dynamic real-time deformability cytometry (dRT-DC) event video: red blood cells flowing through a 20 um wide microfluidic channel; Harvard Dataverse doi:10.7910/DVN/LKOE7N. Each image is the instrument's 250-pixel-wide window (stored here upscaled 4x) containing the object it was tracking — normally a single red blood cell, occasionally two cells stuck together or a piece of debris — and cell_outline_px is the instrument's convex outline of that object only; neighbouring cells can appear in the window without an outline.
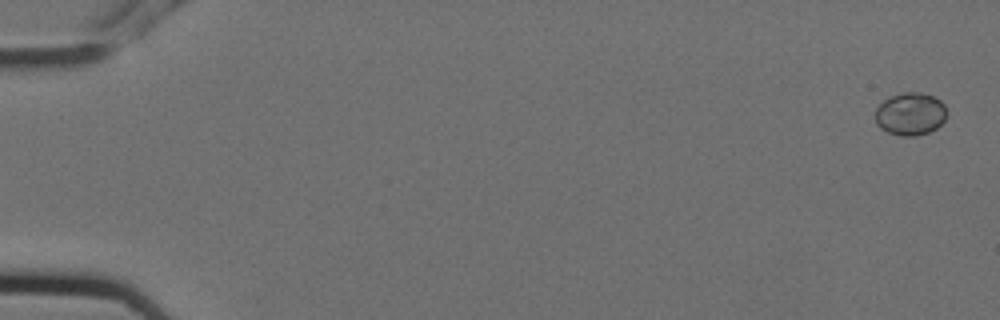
{"species": "Egyptian fruit bat (a non-hibernating species)", "species_latin": "Rousettus aegyptiacus", "temperature_condition": "cold", "stored_images_in_passage": 6, "camera_frame_rate_fps": 3000, "um_per_image_px": 0.085, "animal": {"sex": "female"}, "frame": {"image": 1, "passage_image": 1, "time_ms": 0.0, "image_size_px": [1000, 320], "cell_outline_px": [[948, 116], [936, 128], [928, 132], [916, 136], [900, 136], [888, 132], [880, 128], [876, 124], [876, 108], [888, 96], [904, 92], [920, 92], [932, 96], [940, 100], [944, 104], [948, 112]], "centroid_in_image_um": [77.39, 9.68], "position_along_channel_um": 7.6, "area_um2": 17.98}}
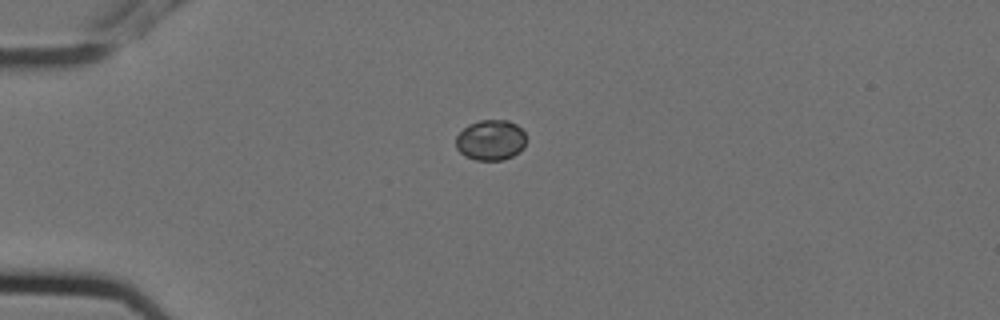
{"frame": {"image": 2, "passage_image": 5, "time_ms": 1.333, "image_size_px": [1000, 320], "cell_outline_px": [[524, 148], [512, 156], [504, 160], [476, 160], [464, 156], [456, 148], [456, 136], [468, 124], [480, 120], [508, 120], [516, 124], [524, 132]], "centroid_in_image_um": [41.69, 11.91], "position_along_channel_um": 43.3, "area_um2": 16.59}}